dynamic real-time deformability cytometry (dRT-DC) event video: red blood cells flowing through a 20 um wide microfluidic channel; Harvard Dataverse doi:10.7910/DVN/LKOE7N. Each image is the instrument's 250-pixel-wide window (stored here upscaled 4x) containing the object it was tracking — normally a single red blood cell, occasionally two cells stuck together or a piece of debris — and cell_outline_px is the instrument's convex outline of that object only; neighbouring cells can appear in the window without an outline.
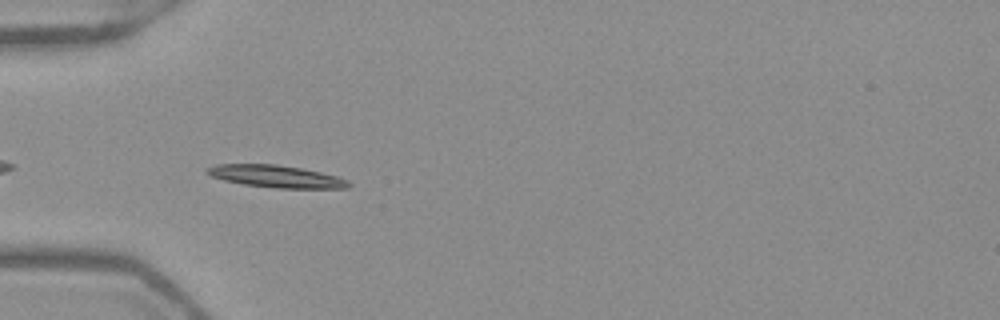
{"species": "Egyptian fruit bat (a non-hibernating species)", "species_latin": "Rousettus aegyptiacus", "temperature_condition": "warm", "stored_images_in_passage": 38, "camera_frame_rate_fps": 3000, "um_per_image_px": 0.085, "frame": {"image": 1, "passage_image": 3, "time_ms": 0.667, "image_size_px": [1000, 320], "cell_outline_px": [[352, 184], [348, 188], [276, 188], [244, 184], [224, 180], [208, 176], [204, 172], [208, 168], [216, 164], [276, 164], [300, 168], [320, 172], [336, 176], [348, 180]], "centroid_in_image_um": [23.44, 14.99], "position_along_channel_um": 61.6, "area_um2": 18.32}}
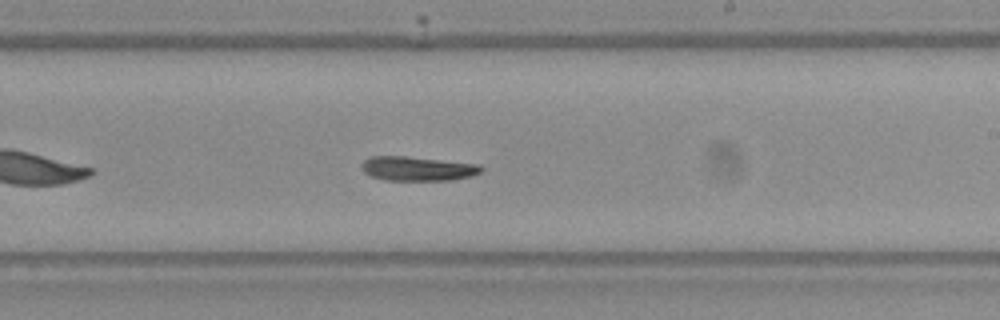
{"frame": {"image": 2, "passage_image": 18, "time_ms": 5.667, "image_size_px": [1000, 320], "cell_outline_px": [[484, 168], [480, 172], [472, 176], [452, 180], [384, 180], [372, 176], [364, 172], [360, 168], [360, 164], [364, 160], [372, 156], [404, 156], [480, 164]], "centroid_in_image_um": [35.49, 14.33], "position_along_channel_um": 253.5, "area_um2": 16.99}}
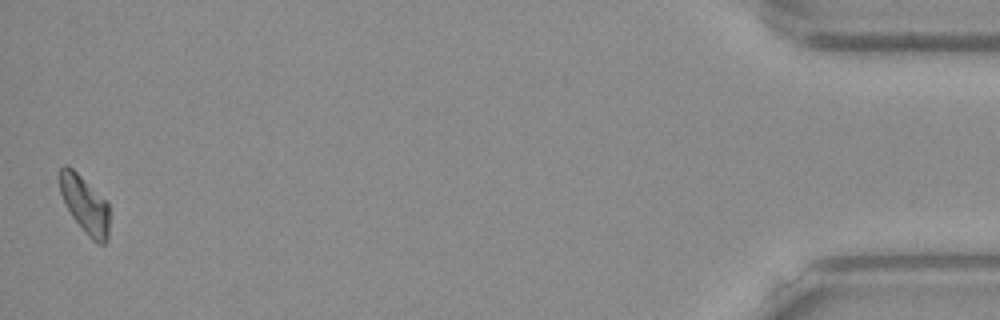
{"frame": {"image": 3, "passage_image": 38, "time_ms": 12.333, "image_size_px": [1000, 320], "cell_outline_px": [[108, 240], [104, 244], [100, 244], [92, 240], [88, 236], [72, 216], [60, 192], [60, 168], [64, 164], [68, 164], [108, 200]], "centroid_in_image_um": [7.23, 17.37], "position_along_channel_um": 428.0, "area_um2": 16.59}, "authors_computed_cell_mechanics": {"area_um2": 17.1377, "velocity_mm_per_s": 3.9118, "shape_relaxation_time_tau1_ms": 6.7887, "shape_relaxation_time_tau2_ms": null, "deformation_change_tau1": 0.1889, "deformation_change_tau2": null}}